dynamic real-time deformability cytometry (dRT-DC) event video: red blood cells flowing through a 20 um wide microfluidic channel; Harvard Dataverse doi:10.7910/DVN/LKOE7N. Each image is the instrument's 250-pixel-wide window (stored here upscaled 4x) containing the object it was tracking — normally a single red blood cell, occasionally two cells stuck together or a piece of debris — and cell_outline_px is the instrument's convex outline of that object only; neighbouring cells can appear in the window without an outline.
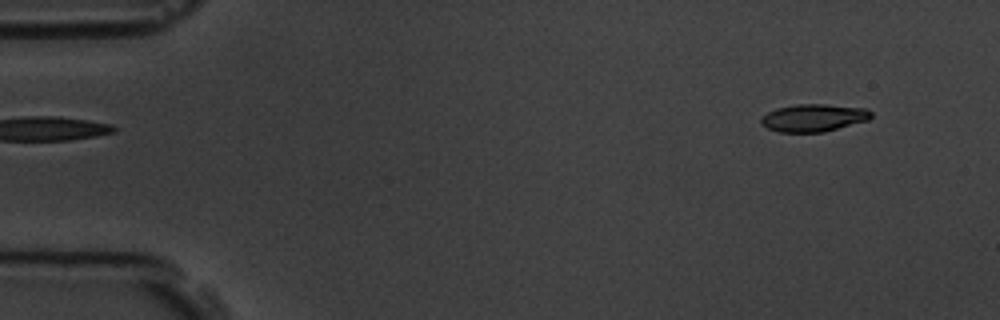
{"species": "common noctule bat (a hibernating species)", "species_latin": "Nyctalus noctula", "temperature_condition": "room temperature", "stored_images_in_passage": 4, "camera_frame_rate_fps": 3000, "um_per_image_px": 0.085, "animal": {"sex": "male", "body_mass_g": 19.5, "forearm_length_mm": 54.6}, "frame": {"image": 1, "passage_image": 1, "time_ms": 0.0, "image_size_px": [1000, 320], "cell_outline_px": [[872, 116], [868, 120], [824, 132], [780, 132], [768, 128], [760, 124], [760, 120], [768, 112], [776, 108], [796, 104], [824, 104], [864, 108], [872, 112]], "centroid_in_image_um": [69.15, 10.01], "position_along_channel_um": 15.9, "area_um2": 17.57}}
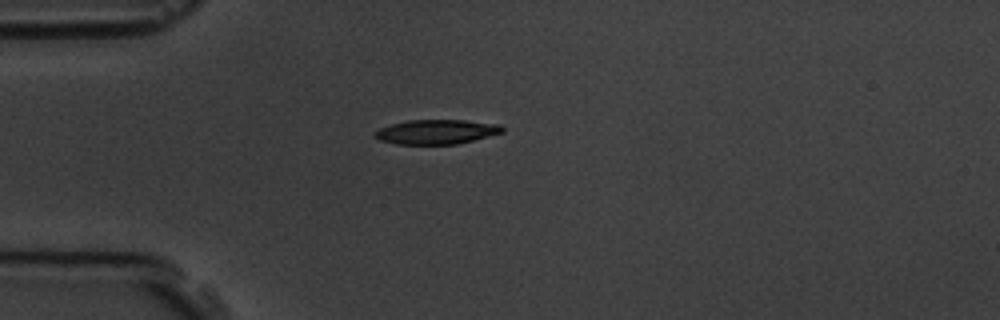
{"frame": {"image": 2, "passage_image": 4, "time_ms": 3.333, "image_size_px": [1000, 320], "cell_outline_px": [[504, 132], [456, 144], [396, 144], [380, 140], [372, 136], [380, 128], [392, 124], [408, 120], [464, 120], [500, 124], [504, 128]], "centroid_in_image_um": [37.1, 11.2], "position_along_channel_um": 47.9, "area_um2": 18.09}}